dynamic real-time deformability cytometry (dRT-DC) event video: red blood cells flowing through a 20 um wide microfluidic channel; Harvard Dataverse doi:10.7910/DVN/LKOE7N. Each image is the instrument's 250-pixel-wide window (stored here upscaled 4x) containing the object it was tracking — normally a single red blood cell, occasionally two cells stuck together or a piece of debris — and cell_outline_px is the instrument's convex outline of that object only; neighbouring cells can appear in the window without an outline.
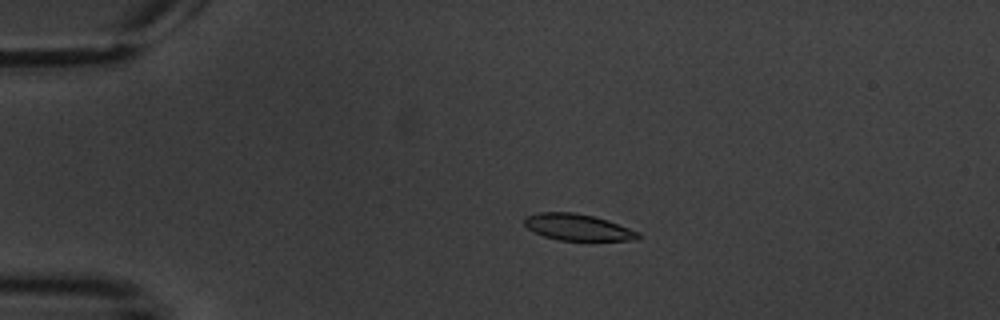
{"species": "common noctule bat (a hibernating species)", "species_latin": "Nyctalus noctula", "temperature_condition": "warm", "stored_images_in_passage": 4, "camera_frame_rate_fps": 3000, "um_per_image_px": 0.085, "animal": {"sex": "male", "body_mass_g": 20.1, "forearm_length_mm": 53.5}, "frame": {"image": 1, "passage_image": 3, "time_ms": 2.333, "image_size_px": [1000, 320], "cell_outline_px": [[640, 236], [636, 240], [560, 240], [544, 236], [528, 228], [524, 224], [524, 216], [536, 212], [572, 212], [592, 216], [608, 220], [640, 232]], "centroid_in_image_um": [49.09, 19.3], "position_along_channel_um": 35.9, "area_um2": 17.46}}